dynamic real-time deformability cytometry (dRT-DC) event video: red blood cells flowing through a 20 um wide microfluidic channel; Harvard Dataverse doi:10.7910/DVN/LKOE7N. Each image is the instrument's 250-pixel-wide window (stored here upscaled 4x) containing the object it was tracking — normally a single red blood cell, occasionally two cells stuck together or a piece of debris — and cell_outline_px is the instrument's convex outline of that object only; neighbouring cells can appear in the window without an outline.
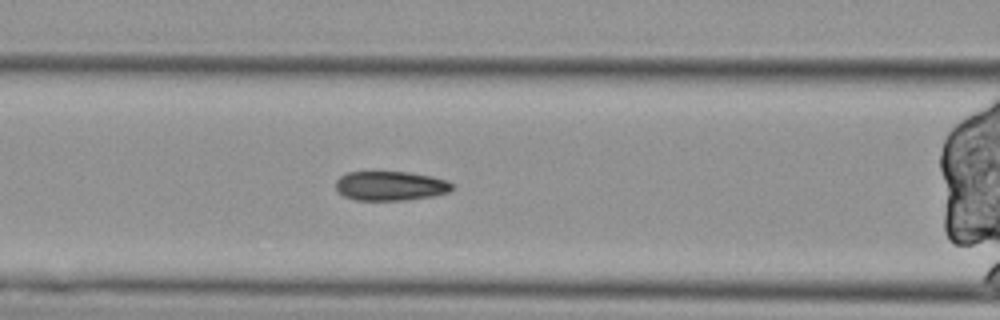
{"species": "Egyptian fruit bat (a non-hibernating species)", "species_latin": "Rousettus aegyptiacus", "temperature_condition": "cold", "stored_images_in_passage": 5, "camera_frame_rate_fps": 3000, "um_per_image_px": 0.085, "animal": {"sex": "female"}, "frame": {"image": 1, "passage_image": 5, "time_ms": 1.333, "image_size_px": [1000, 320], "cell_outline_px": [[456, 188], [448, 192], [432, 196], [404, 200], [356, 200], [344, 196], [336, 188], [336, 180], [340, 176], [348, 172], [408, 172], [432, 176], [444, 180], [452, 184]], "centroid_in_image_um": [33.19, 15.8], "position_along_channel_um": 133.4, "area_um2": 19.83}}